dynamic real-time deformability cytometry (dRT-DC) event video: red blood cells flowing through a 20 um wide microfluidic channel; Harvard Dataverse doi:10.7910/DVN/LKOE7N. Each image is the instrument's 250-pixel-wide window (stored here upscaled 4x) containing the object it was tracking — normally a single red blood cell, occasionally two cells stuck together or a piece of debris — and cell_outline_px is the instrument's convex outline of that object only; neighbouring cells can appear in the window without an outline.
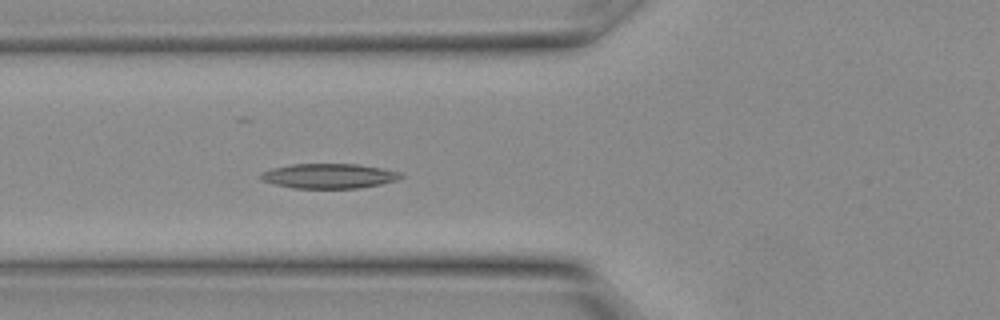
{"species": "Egyptian fruit bat (a non-hibernating species)", "species_latin": "Rousettus aegyptiacus", "temperature_condition": "warm", "stored_images_in_passage": 8, "camera_frame_rate_fps": 3000, "um_per_image_px": 0.085, "animal": {"sex": "female"}, "frame": {"image": 1, "passage_image": 8, "time_ms": 2.333, "image_size_px": [1000, 320], "cell_outline_px": [[404, 176], [396, 180], [380, 184], [356, 188], [292, 188], [272, 184], [260, 180], [260, 176], [264, 172], [272, 168], [292, 164], [356, 164], [380, 168], [400, 172]], "centroid_in_image_um": [27.92, 14.96], "position_along_channel_um": 97.9, "area_um2": 20.11}}